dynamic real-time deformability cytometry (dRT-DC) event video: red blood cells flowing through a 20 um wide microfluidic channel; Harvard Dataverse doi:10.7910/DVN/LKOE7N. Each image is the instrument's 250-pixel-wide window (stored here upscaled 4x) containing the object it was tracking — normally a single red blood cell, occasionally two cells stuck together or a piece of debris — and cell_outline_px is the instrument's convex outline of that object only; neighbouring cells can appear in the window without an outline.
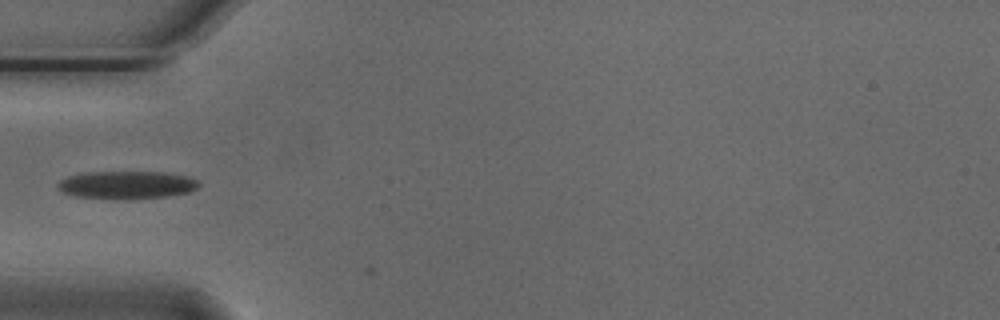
{"species": "Egyptian fruit bat (a non-hibernating species)", "species_latin": "Rousettus aegyptiacus", "temperature_condition": "cold", "stored_images_in_passage": 27, "camera_frame_rate_fps": 3000, "um_per_image_px": 0.085, "animal": {"sex": "male"}, "frame": {"image": 1, "passage_image": 1, "time_ms": 0.0, "image_size_px": [1000, 320], "cell_outline_px": [[200, 184], [196, 188], [188, 192], [168, 196], [128, 200], [120, 200], [76, 196], [64, 192], [56, 188], [56, 184], [60, 180], [68, 176], [88, 172], [164, 172], [188, 176], [196, 180]], "centroid_in_image_um": [10.75, 15.73], "position_along_channel_um": 74.2, "area_um2": 23.06}}
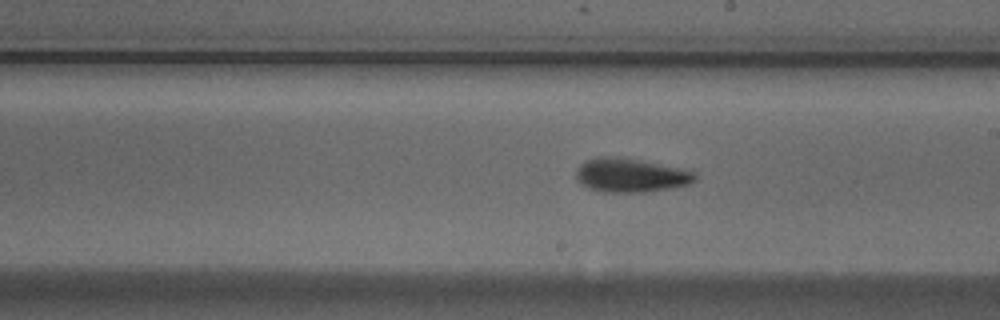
{"frame": {"image": 2, "passage_image": 14, "time_ms": 4.333, "image_size_px": [1000, 320], "cell_outline_px": [[696, 180], [688, 184], [648, 192], [604, 192], [588, 188], [580, 184], [576, 180], [576, 172], [580, 164], [596, 156], [612, 156], [640, 160], [696, 172]], "centroid_in_image_um": [53.56, 14.9], "position_along_channel_um": 235.4, "area_um2": 23.35}}
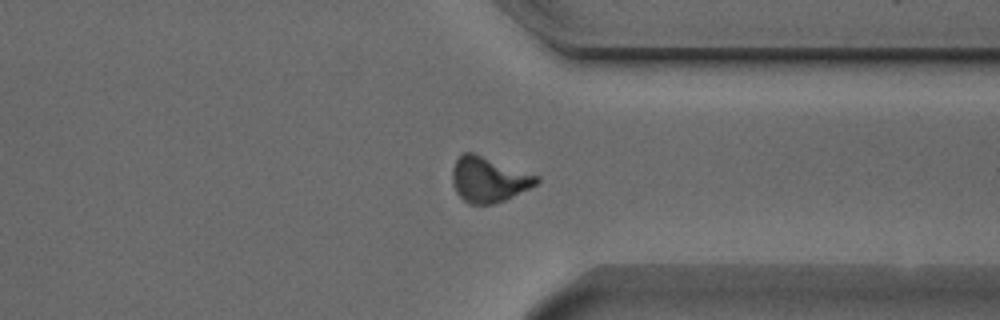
{"frame": {"image": 3, "passage_image": 25, "time_ms": 8.0, "image_size_px": [1000, 320], "cell_outline_px": [[540, 180], [536, 184], [504, 200], [492, 204], [468, 204], [456, 192], [452, 184], [452, 168], [456, 160], [464, 152], [472, 152], [540, 176]], "centroid_in_image_um": [41.51, 15.25], "position_along_channel_um": 369.9, "area_um2": 22.02}}